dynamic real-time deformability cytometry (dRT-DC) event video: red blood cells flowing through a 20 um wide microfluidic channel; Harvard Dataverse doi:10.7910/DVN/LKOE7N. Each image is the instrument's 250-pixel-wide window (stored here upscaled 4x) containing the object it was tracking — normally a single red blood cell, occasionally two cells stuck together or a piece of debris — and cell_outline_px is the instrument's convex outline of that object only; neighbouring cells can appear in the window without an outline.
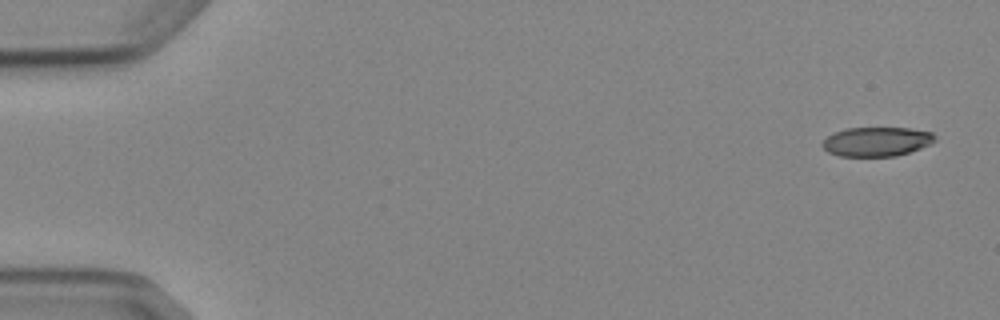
{"species": "Egyptian fruit bat (a non-hibernating species)", "species_latin": "Rousettus aegyptiacus", "temperature_condition": "cold", "stored_images_in_passage": 4, "camera_frame_rate_fps": 3000, "um_per_image_px": 0.085, "animal": {"sex": "female"}, "frame": {"image": 1, "passage_image": 1, "time_ms": 0.0, "image_size_px": [1000, 320], "cell_outline_px": [[936, 140], [920, 148], [896, 156], [840, 156], [828, 152], [820, 144], [828, 136], [836, 132], [848, 128], [908, 128], [932, 132], [936, 136]], "centroid_in_image_um": [74.51, 12.04], "position_along_channel_um": 10.5, "area_um2": 19.02}}